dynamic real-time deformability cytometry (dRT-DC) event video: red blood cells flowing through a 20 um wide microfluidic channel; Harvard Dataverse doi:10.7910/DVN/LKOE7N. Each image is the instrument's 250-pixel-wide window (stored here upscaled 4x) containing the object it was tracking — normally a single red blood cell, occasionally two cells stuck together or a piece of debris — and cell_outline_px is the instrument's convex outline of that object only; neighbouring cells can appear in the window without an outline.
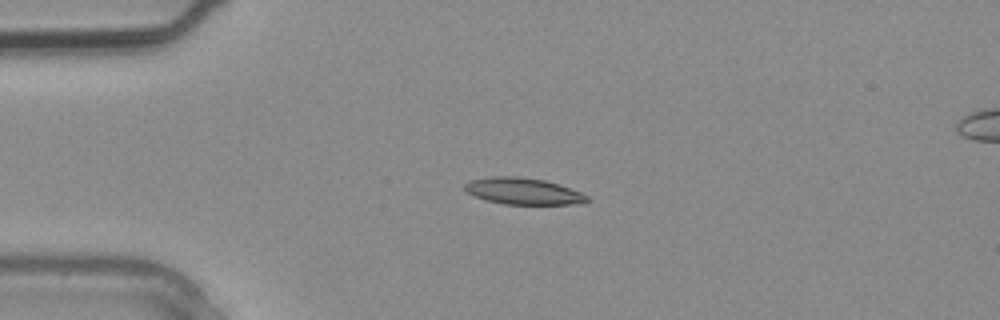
{"species": "common noctule bat (a hibernating species)", "species_latin": "Nyctalus noctula", "temperature_condition": "warm", "stored_images_in_passage": 3, "camera_frame_rate_fps": 3000, "um_per_image_px": 0.085, "animal": {"sex": "male", "body_mass_g": 20.4}, "frame": {"image": 1, "passage_image": 2, "time_ms": 0.333, "image_size_px": [1000, 320], "cell_outline_px": [[588, 200], [584, 204], [504, 204], [484, 200], [472, 196], [464, 188], [464, 184], [468, 180], [492, 176], [516, 176], [544, 180], [560, 184], [580, 192], [588, 196]], "centroid_in_image_um": [44.44, 16.25], "position_along_channel_um": 40.6, "area_um2": 19.13}}